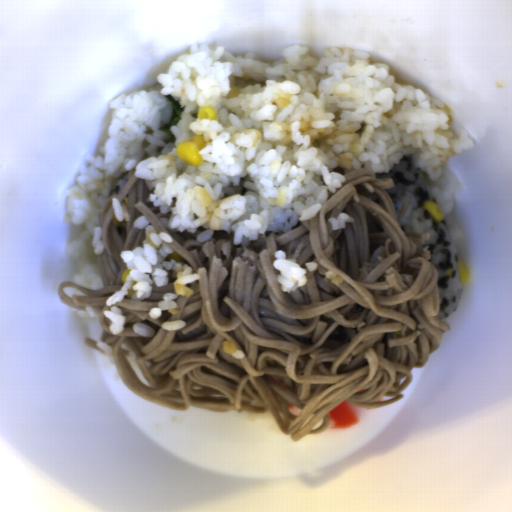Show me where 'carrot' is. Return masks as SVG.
<instances>
[{
	"label": "carrot",
	"mask_w": 512,
	"mask_h": 512,
	"mask_svg": "<svg viewBox=\"0 0 512 512\" xmlns=\"http://www.w3.org/2000/svg\"><path fill=\"white\" fill-rule=\"evenodd\" d=\"M331 429H346L360 422L352 406L345 400L327 413Z\"/></svg>",
	"instance_id": "obj_1"
}]
</instances>
